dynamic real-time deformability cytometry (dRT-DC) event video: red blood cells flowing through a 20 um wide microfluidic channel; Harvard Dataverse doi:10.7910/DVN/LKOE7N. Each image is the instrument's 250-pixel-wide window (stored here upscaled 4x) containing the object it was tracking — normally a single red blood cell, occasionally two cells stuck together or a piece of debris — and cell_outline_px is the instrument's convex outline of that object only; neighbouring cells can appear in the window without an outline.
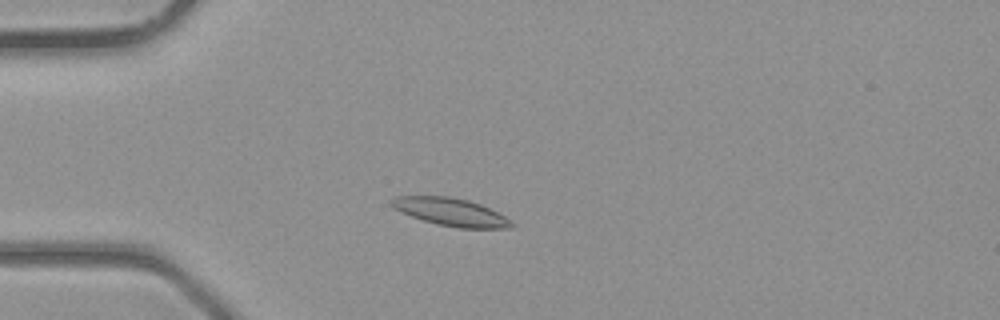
{"species": "common noctule bat (a hibernating species)", "species_latin": "Nyctalus noctula", "temperature_condition": "room temperature", "stored_images_in_passage": 37, "camera_frame_rate_fps": 3000, "um_per_image_px": 0.085, "animal": {"sex": "male", "body_mass_g": 23.1, "forearm_length_mm": 52.7}, "frame": {"image": 1, "passage_image": 8, "time_ms": 2.333, "image_size_px": [1000, 320], "cell_outline_px": [[516, 224], [512, 228], [460, 228], [436, 224], [400, 212], [392, 208], [388, 204], [388, 200], [396, 196], [448, 196], [468, 200], [480, 204], [512, 220]], "centroid_in_image_um": [38.28, 18.01], "position_along_channel_um": 46.7, "area_um2": 19.54}}
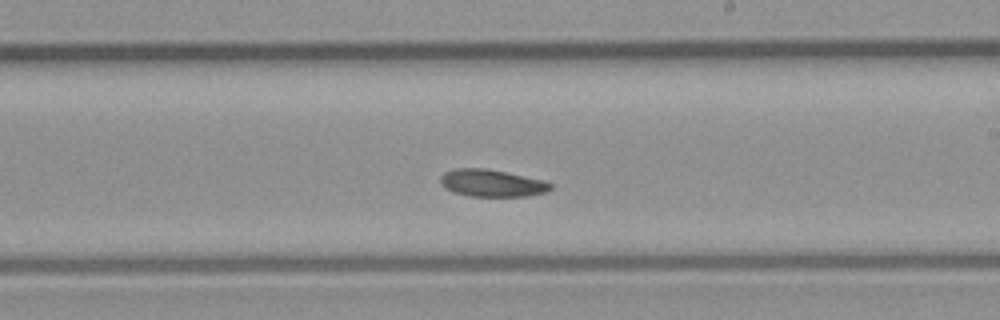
{"frame": {"image": 2, "passage_image": 21, "time_ms": 6.667, "image_size_px": [1000, 320], "cell_outline_px": [[552, 188], [544, 192], [528, 196], [468, 196], [452, 192], [444, 188], [440, 184], [440, 176], [444, 172], [452, 168], [488, 168], [544, 180], [552, 184]], "centroid_in_image_um": [41.75, 15.55], "position_along_channel_um": 247.2, "area_um2": 17.69}}
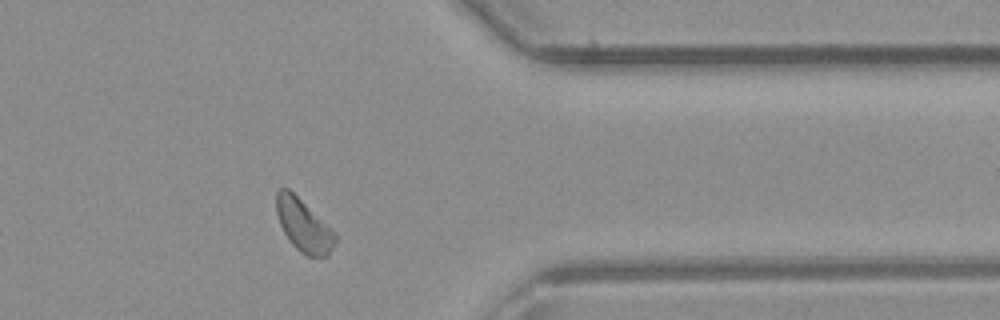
{"frame": {"image": 3, "passage_image": 30, "time_ms": 9.667, "image_size_px": [1000, 320], "cell_outline_px": [[336, 240], [328, 256], [308, 256], [300, 252], [292, 244], [284, 232], [280, 224], [276, 212], [276, 192], [280, 188], [288, 188], [336, 236]], "centroid_in_image_um": [25.75, 19.18], "position_along_channel_um": 385.7, "area_um2": 17.11}}